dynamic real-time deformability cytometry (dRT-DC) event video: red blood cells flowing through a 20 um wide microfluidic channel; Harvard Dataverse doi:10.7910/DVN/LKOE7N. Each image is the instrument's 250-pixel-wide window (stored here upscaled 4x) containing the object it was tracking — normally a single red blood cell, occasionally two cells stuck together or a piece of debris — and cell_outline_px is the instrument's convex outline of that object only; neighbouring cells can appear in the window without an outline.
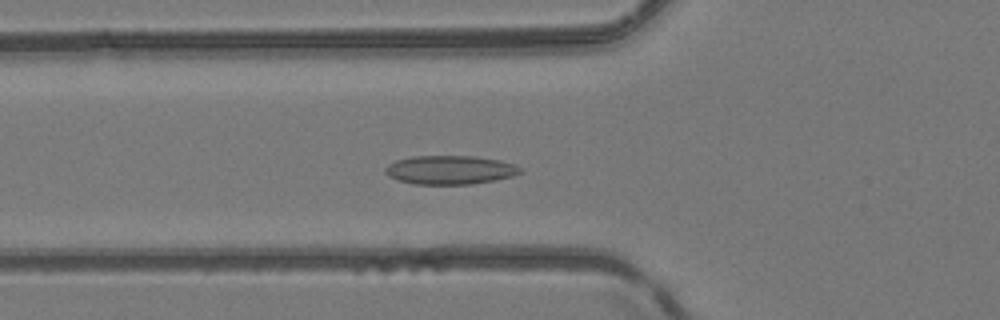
{"species": "common noctule bat (a hibernating species)", "species_latin": "Nyctalus noctula", "temperature_condition": "room temperature", "stored_images_in_passage": 51, "camera_frame_rate_fps": 3000, "um_per_image_px": 0.085, "animal": {"sex": "female", "body_mass_g": 24.6, "forearm_length_mm": 56.2}, "frame": {"image": 1, "passage_image": 19, "time_ms": 6.0, "image_size_px": [1000, 320], "cell_outline_px": [[524, 172], [512, 176], [496, 180], [472, 184], [416, 184], [396, 180], [388, 176], [384, 172], [384, 168], [388, 164], [396, 160], [412, 156], [476, 156], [500, 160], [524, 168]], "centroid_in_image_um": [38.26, 14.44], "position_along_channel_um": 87.5, "area_um2": 22.89}}
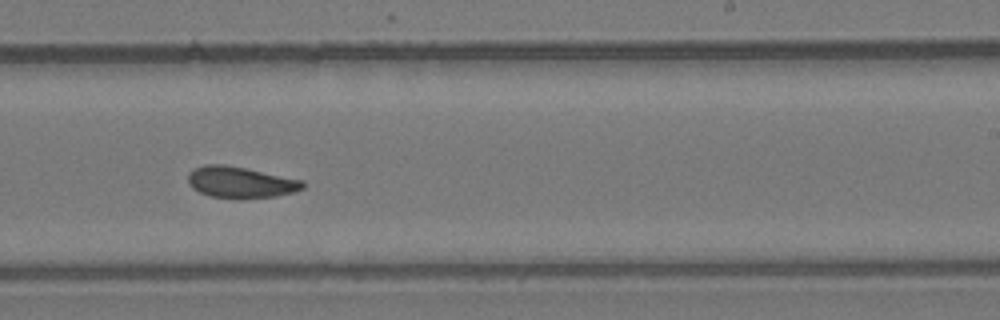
{"frame": {"image": 2, "passage_image": 32, "time_ms": 10.333, "image_size_px": [1000, 320], "cell_outline_px": [[304, 188], [292, 192], [276, 196], [212, 196], [200, 192], [192, 188], [188, 184], [188, 172], [204, 164], [224, 164], [304, 180]], "centroid_in_image_um": [20.42, 15.45], "position_along_channel_um": 268.6, "area_um2": 20.17}}
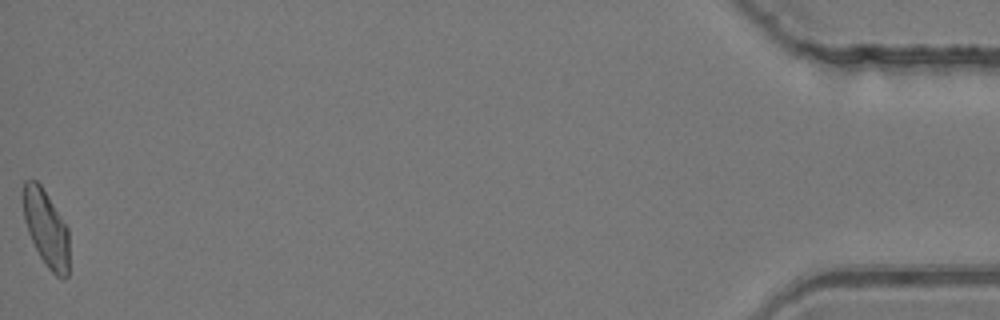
{"frame": {"image": 3, "passage_image": 51, "time_ms": 16.667, "image_size_px": [1000, 320], "cell_outline_px": [[68, 276], [64, 280], [56, 276], [48, 268], [40, 256], [28, 232], [24, 220], [24, 180], [36, 180], [40, 184], [48, 196], [68, 228]], "centroid_in_image_um": [3.94, 19.44], "position_along_channel_um": 431.3, "area_um2": 20.17}, "authors_computed_cell_mechanics": {"area_um2": 20.9236, "velocity_mm_per_s": 4.1749, "shape_relaxation_time_tau1_ms": null, "shape_relaxation_time_tau2_ms": 3.1131, "deformation_change_tau1": null, "deformation_change_tau2": 0.0854}}